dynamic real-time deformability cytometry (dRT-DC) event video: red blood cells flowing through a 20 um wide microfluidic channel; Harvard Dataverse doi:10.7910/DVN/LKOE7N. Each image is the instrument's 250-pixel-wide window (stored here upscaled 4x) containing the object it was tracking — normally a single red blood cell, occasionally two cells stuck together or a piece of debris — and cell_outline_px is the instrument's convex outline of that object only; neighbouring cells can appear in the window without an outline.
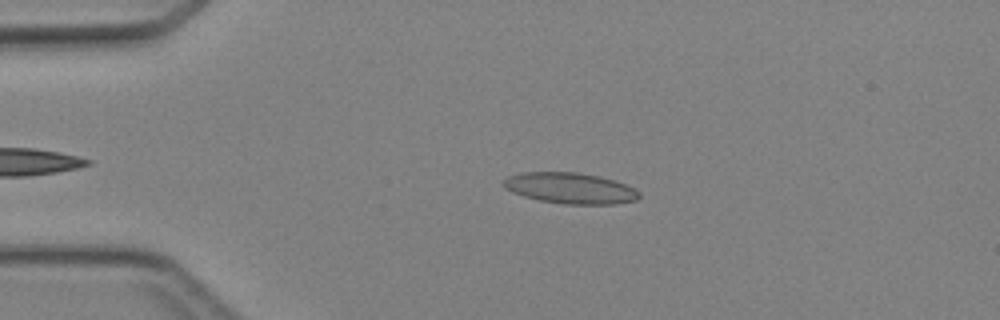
{"species": "Egyptian fruit bat (a non-hibernating species)", "species_latin": "Rousettus aegyptiacus", "temperature_condition": "cold", "stored_images_in_passage": 2, "camera_frame_rate_fps": 3000, "um_per_image_px": 0.085, "animal": {"sex": "female"}, "frame": {"image": 1, "passage_image": 2, "time_ms": 1.333, "image_size_px": [1000, 320], "cell_outline_px": [[640, 196], [636, 200], [616, 204], [564, 204], [540, 200], [524, 196], [512, 192], [504, 188], [500, 184], [508, 176], [524, 172], [580, 172], [600, 176], [624, 184], [640, 192]], "centroid_in_image_um": [48.44, 15.99], "position_along_channel_um": 36.6, "area_um2": 24.45}}